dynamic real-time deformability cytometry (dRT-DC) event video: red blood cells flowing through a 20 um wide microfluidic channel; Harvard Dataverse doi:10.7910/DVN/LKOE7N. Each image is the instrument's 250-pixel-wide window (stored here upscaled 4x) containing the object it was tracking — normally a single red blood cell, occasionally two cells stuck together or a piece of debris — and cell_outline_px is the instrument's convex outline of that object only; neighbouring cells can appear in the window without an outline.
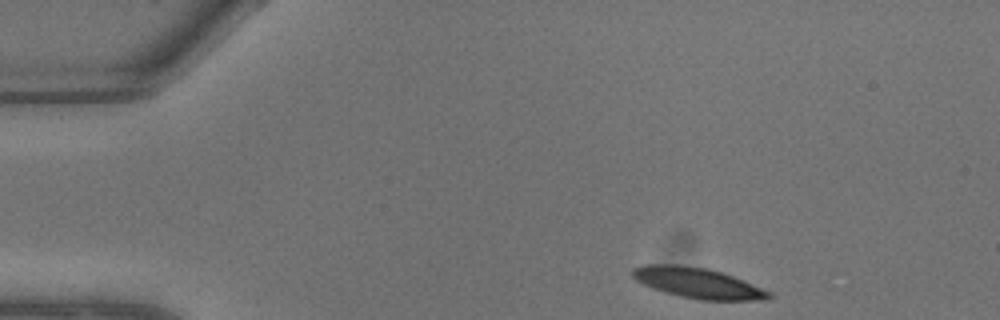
{"species": "common noctule bat (a hibernating species)", "species_latin": "Nyctalus noctula", "temperature_condition": "warm", "stored_images_in_passage": 7, "camera_frame_rate_fps": 3000, "um_per_image_px": 0.085, "animal": {"sex": "male", "body_mass_g": 13.3}, "frame": {"image": 1, "passage_image": 1, "time_ms": 0.0, "image_size_px": [1000, 320], "cell_outline_px": [[772, 296], [768, 300], [700, 300], [680, 296], [664, 292], [652, 288], [636, 280], [632, 276], [632, 268], [644, 264], [672, 264], [708, 268], [732, 276], [772, 292]], "centroid_in_image_um": [59.3, 24.05], "position_along_channel_um": 25.7, "area_um2": 24.16}}
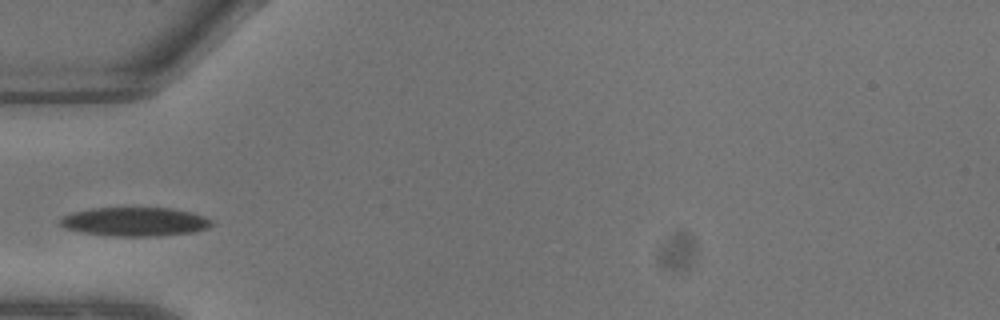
{"frame": {"image": 2, "passage_image": 5, "time_ms": 1.333, "image_size_px": [1000, 320], "cell_outline_px": [[212, 224], [208, 228], [196, 232], [160, 236], [112, 236], [84, 232], [64, 228], [60, 224], [60, 220], [64, 216], [72, 212], [92, 208], [172, 208], [192, 212], [204, 216], [212, 220]], "centroid_in_image_um": [11.51, 18.85], "position_along_channel_um": 73.5, "area_um2": 25.55}}
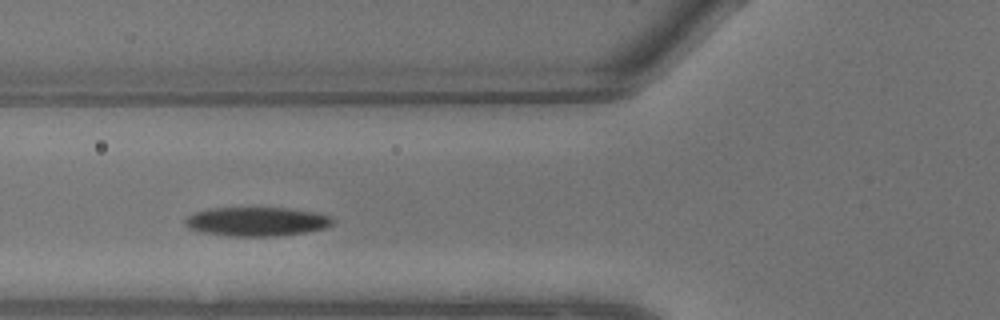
{"frame": {"image": 3, "passage_image": 6, "time_ms": 1.667, "image_size_px": [1000, 320], "cell_outline_px": [[336, 220], [332, 224], [324, 228], [304, 232], [276, 236], [228, 236], [200, 232], [188, 228], [184, 224], [184, 220], [192, 212], [208, 208], [288, 208], [316, 212], [332, 216]], "centroid_in_image_um": [21.79, 18.83], "position_along_channel_um": 104.0, "area_um2": 25.2}}